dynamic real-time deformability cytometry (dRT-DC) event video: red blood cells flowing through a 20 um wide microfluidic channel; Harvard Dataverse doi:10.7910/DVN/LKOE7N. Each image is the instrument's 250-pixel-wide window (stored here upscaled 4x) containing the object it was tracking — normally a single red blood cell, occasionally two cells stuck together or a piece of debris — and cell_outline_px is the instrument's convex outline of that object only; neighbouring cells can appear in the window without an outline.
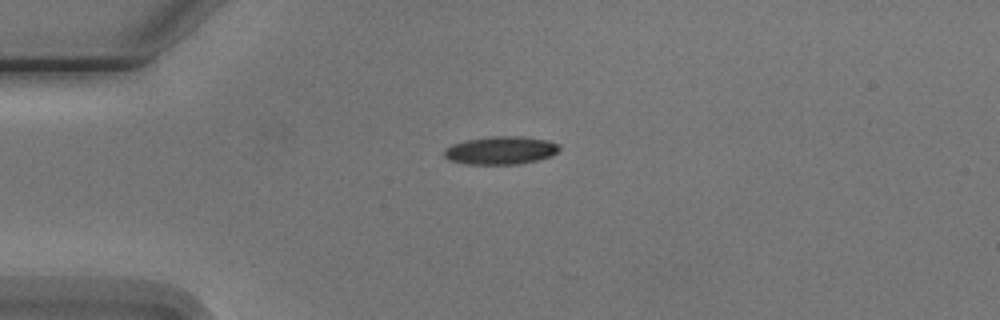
{"species": "Egyptian fruit bat (a non-hibernating species)", "species_latin": "Rousettus aegyptiacus", "temperature_condition": "cold", "stored_images_in_passage": 3, "segment_of_instrument_passage": [1, 2], "camera_frame_rate_fps": 3000, "um_per_image_px": 0.085, "animal": {"sex": "male"}, "frame": {"image": 1, "passage_image": 1, "time_ms": 0.0, "image_size_px": [1000, 320], "cell_outline_px": [[560, 148], [552, 156], [520, 164], [464, 164], [448, 160], [444, 156], [444, 148], [452, 144], [464, 140], [488, 136], [524, 136], [548, 140], [560, 144]], "centroid_in_image_um": [42.54, 12.77], "position_along_channel_um": 42.5, "area_um2": 19.13}}